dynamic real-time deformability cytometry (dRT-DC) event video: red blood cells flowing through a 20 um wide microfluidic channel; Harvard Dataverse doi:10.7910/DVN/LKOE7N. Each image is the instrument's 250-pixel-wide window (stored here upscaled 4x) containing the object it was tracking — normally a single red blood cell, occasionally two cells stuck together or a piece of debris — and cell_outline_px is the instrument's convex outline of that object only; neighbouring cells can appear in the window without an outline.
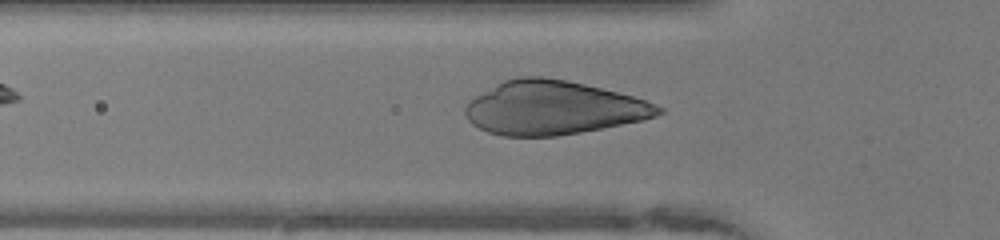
{"species": "human", "species_latin": "Homo sapiens", "temperature_condition": "warm", "stored_images_in_passage": 36, "camera_frame_rate_fps": 3000, "um_per_image_px": 0.085, "donor": {"sex": "female"}, "frame": {"image": 1, "passage_image": 13, "time_ms": 4.0, "image_size_px": [1000, 240], "cell_outline_px": [[664, 112], [656, 116], [644, 120], [580, 132], [556, 136], [504, 136], [488, 132], [472, 124], [468, 120], [464, 112], [464, 108], [468, 100], [504, 80], [520, 76], [540, 76], [568, 80], [632, 96], [656, 104], [664, 108]], "centroid_in_image_um": [47.0, 9.16], "position_along_channel_um": 78.8, "area_um2": 60.23}}
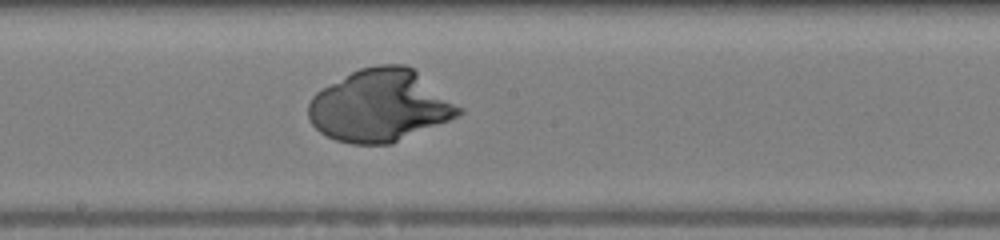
{"frame": {"image": 2, "passage_image": 23, "time_ms": 7.333, "image_size_px": [1000, 240], "cell_outline_px": [[464, 112], [460, 116], [392, 144], [352, 144], [336, 140], [320, 132], [312, 124], [308, 116], [308, 104], [312, 96], [316, 92], [352, 72], [360, 68], [376, 64], [404, 64], [412, 68], [464, 108]], "centroid_in_image_um": [32.33, 9.0], "position_along_channel_um": 215.9, "area_um2": 63.35}}
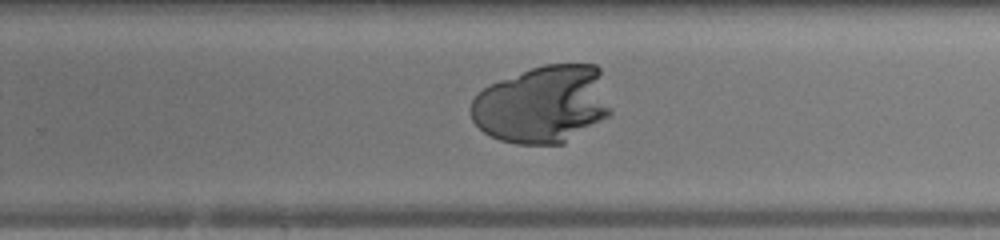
{"frame": {"image": 3, "passage_image": 28, "time_ms": 9.0, "image_size_px": [1000, 240], "cell_outline_px": [[612, 112], [608, 116], [564, 144], [516, 144], [500, 140], [484, 132], [472, 120], [472, 100], [488, 84], [532, 68], [544, 64], [596, 64], [600, 68], [612, 108]], "centroid_in_image_um": [46.17, 8.87], "position_along_channel_um": 283.6, "area_um2": 63.52}}